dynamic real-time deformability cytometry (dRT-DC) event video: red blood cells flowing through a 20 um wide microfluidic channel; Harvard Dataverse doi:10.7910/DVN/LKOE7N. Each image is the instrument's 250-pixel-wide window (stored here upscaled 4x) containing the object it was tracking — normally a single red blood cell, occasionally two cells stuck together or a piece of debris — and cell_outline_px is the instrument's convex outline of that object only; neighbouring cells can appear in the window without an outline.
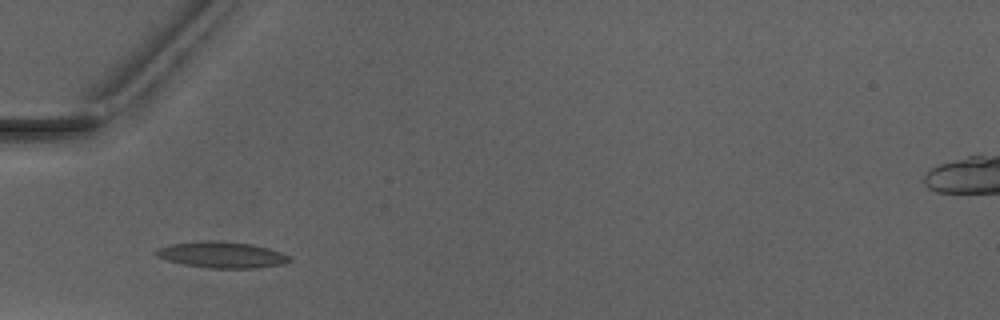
{"species": "Egyptian fruit bat (a non-hibernating species)", "species_latin": "Rousettus aegyptiacus", "temperature_condition": "warm", "stored_images_in_passage": 2, "camera_frame_rate_fps": 3000, "um_per_image_px": 0.085, "animal": {"sex": "male"}, "frame": {"image": 1, "passage_image": 1, "time_ms": 0.0, "image_size_px": [1000, 320], "cell_outline_px": [[292, 260], [280, 264], [256, 268], [208, 268], [184, 264], [168, 260], [156, 256], [152, 252], [156, 248], [172, 244], [200, 240], [220, 240], [252, 244], [268, 248], [292, 256]], "centroid_in_image_um": [18.83, 21.64], "position_along_channel_um": 66.2, "area_um2": 20.52}}
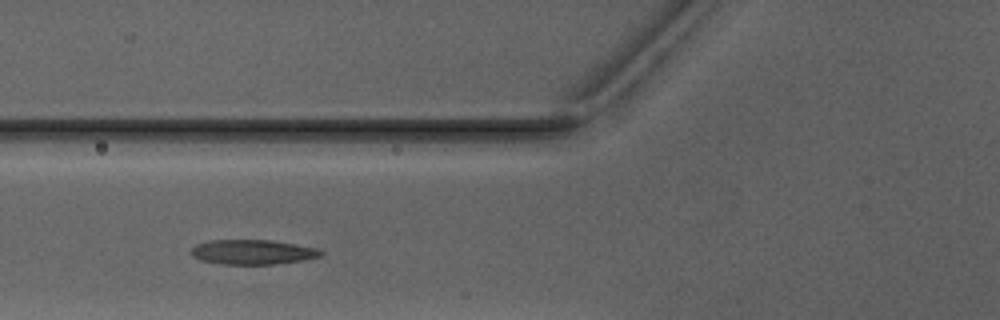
{"frame": {"image": 2, "passage_image": 2, "time_ms": 1.0, "image_size_px": [1000, 320], "cell_outline_px": [[324, 252], [320, 256], [304, 260], [276, 264], [220, 264], [200, 260], [192, 256], [192, 248], [196, 244], [212, 240], [272, 240], [296, 244], [316, 248]], "centroid_in_image_um": [21.48, 21.42], "position_along_channel_um": 104.3, "area_um2": 18.67}}